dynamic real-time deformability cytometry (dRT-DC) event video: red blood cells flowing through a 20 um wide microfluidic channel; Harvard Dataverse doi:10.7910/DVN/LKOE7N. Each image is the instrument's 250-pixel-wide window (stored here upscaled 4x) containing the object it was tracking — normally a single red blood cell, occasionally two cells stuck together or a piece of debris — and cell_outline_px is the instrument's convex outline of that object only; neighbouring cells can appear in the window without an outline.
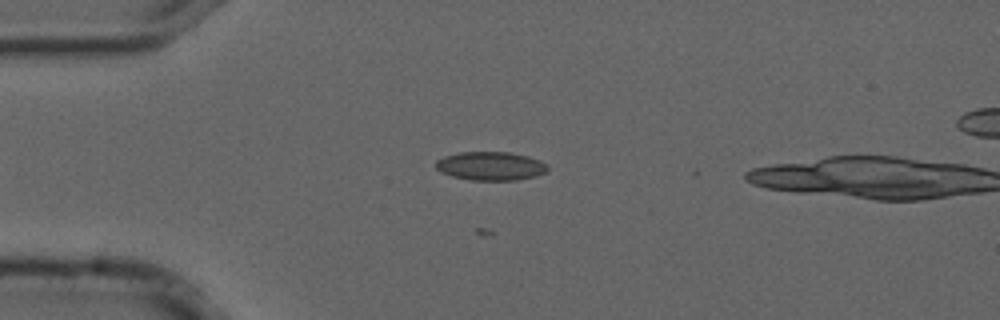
{"species": "common noctule bat (a hibernating species)", "species_latin": "Nyctalus noctula", "temperature_condition": "cold", "stored_images_in_passage": 40, "camera_frame_rate_fps": 3000, "um_per_image_px": 0.085, "animal": {"sex": "male", "forearm_length_mm": 52.5}, "frame": {"image": 1, "passage_image": 7, "time_ms": 2.0, "image_size_px": [1000, 320], "cell_outline_px": [[548, 172], [536, 176], [516, 180], [472, 180], [452, 176], [440, 172], [436, 168], [436, 160], [444, 156], [460, 152], [508, 152], [528, 156], [540, 160], [548, 164]], "centroid_in_image_um": [41.73, 14.11], "position_along_channel_um": 43.3, "area_um2": 18.79}}
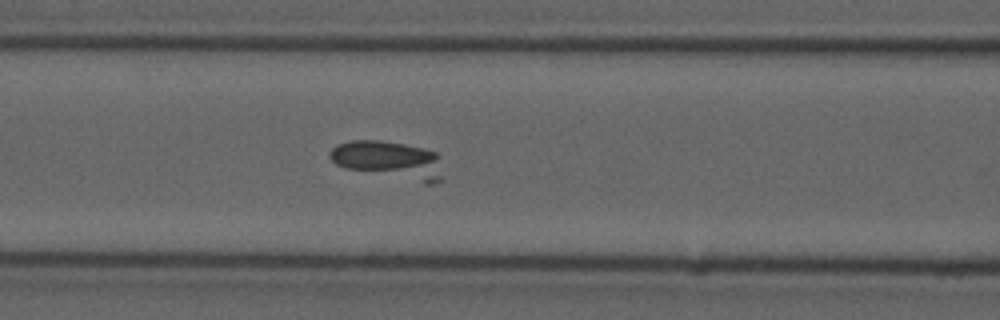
{"frame": {"image": 2, "passage_image": 16, "time_ms": 5.0, "image_size_px": [1000, 320], "cell_outline_px": [[444, 180], [432, 184], [424, 184], [344, 168], [336, 164], [328, 156], [328, 152], [336, 144], [352, 140], [380, 140], [404, 144], [424, 148], [436, 152], [440, 156]], "centroid_in_image_um": [33.1, 13.62], "position_along_channel_um": 133.5, "area_um2": 25.66}}
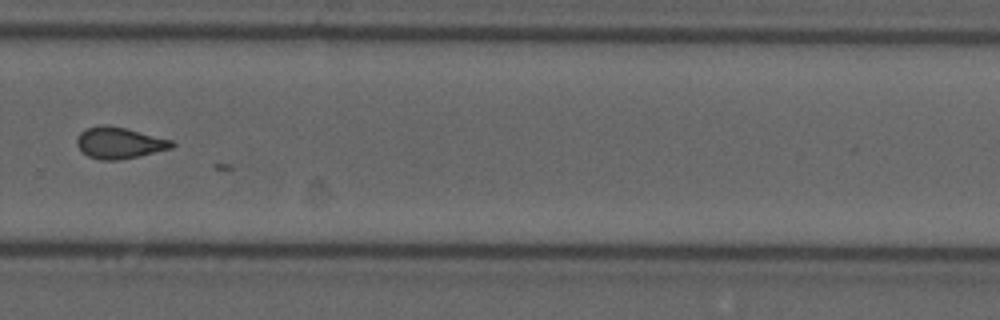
{"frame": {"image": 3, "passage_image": 31, "time_ms": 10.0, "image_size_px": [1000, 320], "cell_outline_px": [[176, 144], [172, 148], [120, 160], [100, 160], [88, 156], [76, 144], [76, 140], [80, 132], [88, 128], [104, 124], [108, 124], [172, 140]], "centroid_in_image_um": [10.13, 12.14], "position_along_channel_um": 319.7, "area_um2": 17.17}}